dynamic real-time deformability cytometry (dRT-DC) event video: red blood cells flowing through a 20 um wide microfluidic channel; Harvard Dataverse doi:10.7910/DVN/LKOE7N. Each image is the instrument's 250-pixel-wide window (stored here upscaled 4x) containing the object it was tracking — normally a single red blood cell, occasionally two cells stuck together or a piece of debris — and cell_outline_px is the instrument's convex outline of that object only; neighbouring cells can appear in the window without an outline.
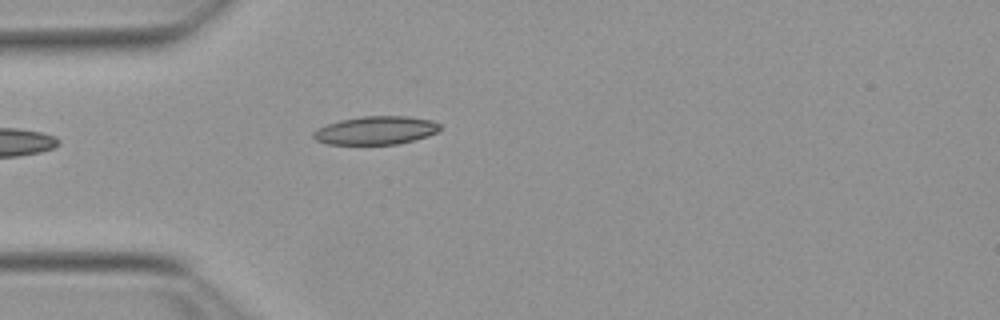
{"species": "Egyptian fruit bat (a non-hibernating species)", "species_latin": "Rousettus aegyptiacus", "temperature_condition": "warm", "stored_images_in_passage": 5, "camera_frame_rate_fps": 3000, "um_per_image_px": 0.085, "animal": {"sex": "female"}, "frame": {"image": 1, "passage_image": 1, "time_ms": 0.0, "image_size_px": [1000, 320], "cell_outline_px": [[440, 128], [436, 132], [428, 136], [396, 144], [328, 144], [316, 140], [312, 136], [312, 132], [316, 128], [340, 120], [360, 116], [408, 116], [432, 120], [440, 124]], "centroid_in_image_um": [31.92, 11.07], "position_along_channel_um": 53.1, "area_um2": 20.87}}